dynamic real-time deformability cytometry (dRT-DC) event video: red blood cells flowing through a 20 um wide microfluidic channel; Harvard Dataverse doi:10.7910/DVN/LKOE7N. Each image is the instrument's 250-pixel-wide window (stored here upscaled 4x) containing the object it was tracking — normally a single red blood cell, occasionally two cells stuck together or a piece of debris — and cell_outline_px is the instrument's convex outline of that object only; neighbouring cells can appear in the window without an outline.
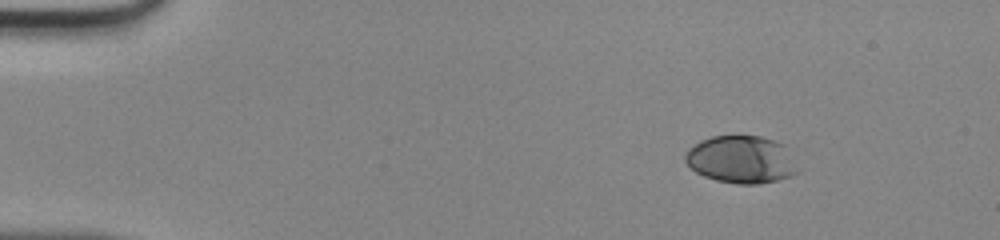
{"species": "human", "species_latin": "Homo sapiens", "temperature_condition": "room temperature", "stored_images_in_passage": 43, "camera_frame_rate_fps": 3000, "um_per_image_px": 0.085, "donor": {"sex": "male"}, "frame": {"image": 1, "passage_image": 1, "time_ms": 0.0, "image_size_px": [1000, 240], "cell_outline_px": [[796, 172], [792, 176], [776, 180], [756, 184], [736, 184], [716, 180], [704, 176], [696, 172], [684, 160], [684, 156], [688, 148], [700, 140], [712, 136], [760, 136], [784, 144]], "centroid_in_image_um": [62.93, 13.56], "position_along_channel_um": 22.1, "area_um2": 30.69}}
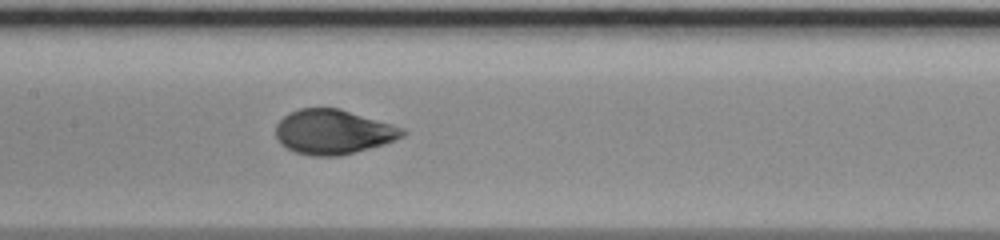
{"frame": {"image": 2, "passage_image": 19, "time_ms": 6.0, "image_size_px": [1000, 240], "cell_outline_px": [[408, 132], [404, 136], [396, 140], [384, 144], [340, 156], [312, 156], [296, 152], [280, 144], [276, 136], [276, 124], [288, 112], [300, 108], [340, 108], [392, 124], [404, 128]], "centroid_in_image_um": [28.33, 11.21], "position_along_channel_um": 179.1, "area_um2": 33.12}}
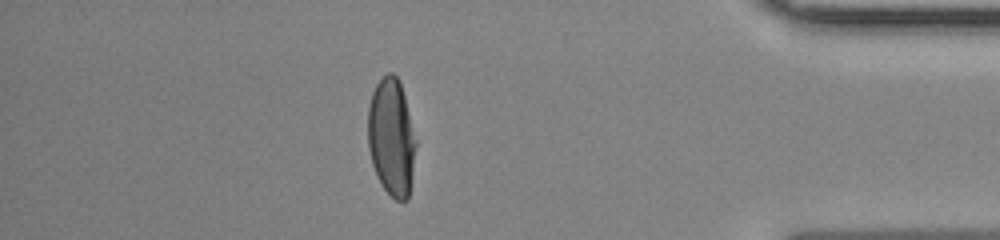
{"frame": {"image": 3, "passage_image": 37, "time_ms": 12.0, "image_size_px": [1000, 240], "cell_outline_px": [[416, 144], [408, 200], [396, 200], [384, 188], [376, 176], [372, 164], [368, 148], [368, 108], [372, 92], [376, 84], [388, 72], [392, 72], [400, 80], [416, 140]], "centroid_in_image_um": [33.26, 11.65], "position_along_channel_um": 401.9, "area_um2": 32.66}}